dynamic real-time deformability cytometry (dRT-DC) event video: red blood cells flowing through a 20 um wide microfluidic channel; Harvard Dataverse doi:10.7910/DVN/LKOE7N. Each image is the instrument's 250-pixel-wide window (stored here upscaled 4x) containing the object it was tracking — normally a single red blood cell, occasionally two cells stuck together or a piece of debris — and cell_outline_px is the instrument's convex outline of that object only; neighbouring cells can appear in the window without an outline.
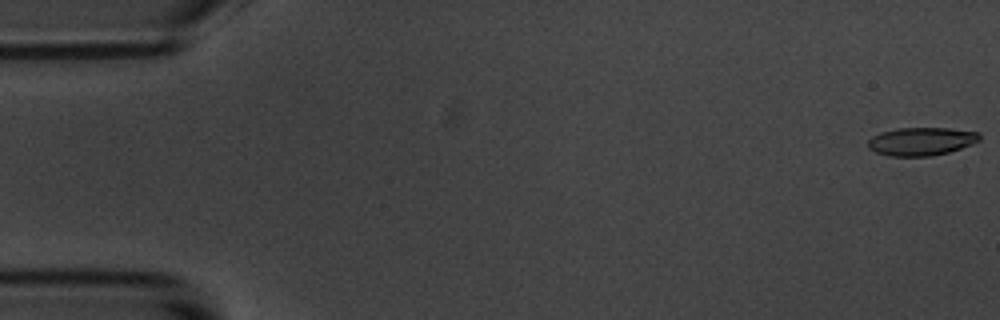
{"species": "common noctule bat (a hibernating species)", "species_latin": "Nyctalus noctula", "temperature_condition": "room temperature", "stored_images_in_passage": 8, "camera_frame_rate_fps": 3000, "um_per_image_px": 0.085, "animal": {"sex": "male", "body_mass_g": 20.1, "forearm_length_mm": 53.5}, "frame": {"image": 1, "passage_image": 1, "time_ms": 0.0, "image_size_px": [1000, 320], "cell_outline_px": [[980, 140], [960, 148], [948, 152], [932, 156], [892, 156], [876, 152], [868, 148], [868, 140], [872, 136], [880, 132], [896, 128], [948, 128], [980, 132]], "centroid_in_image_um": [78.29, 12.01], "position_along_channel_um": 6.7, "area_um2": 18.26}}
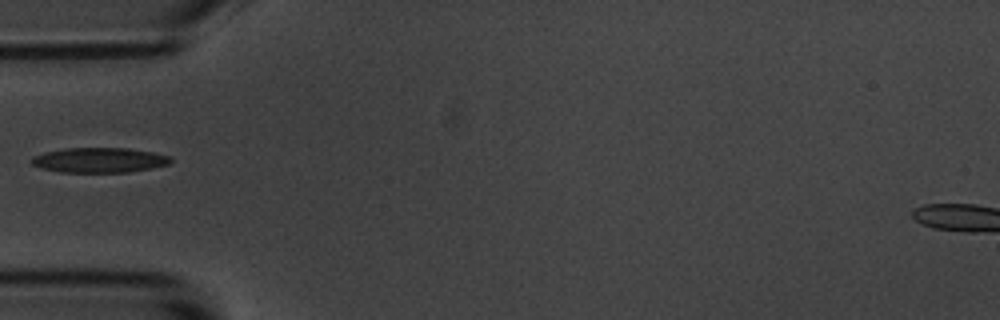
{"frame": {"image": 2, "passage_image": 6, "time_ms": 6.0, "image_size_px": [1000, 320], "cell_outline_px": [[172, 160], [168, 164], [152, 168], [128, 172], [60, 172], [44, 168], [32, 164], [32, 156], [44, 152], [68, 148], [128, 148], [152, 152], [168, 156]], "centroid_in_image_um": [8.44, 13.61], "position_along_channel_um": 76.6, "area_um2": 20.0}}
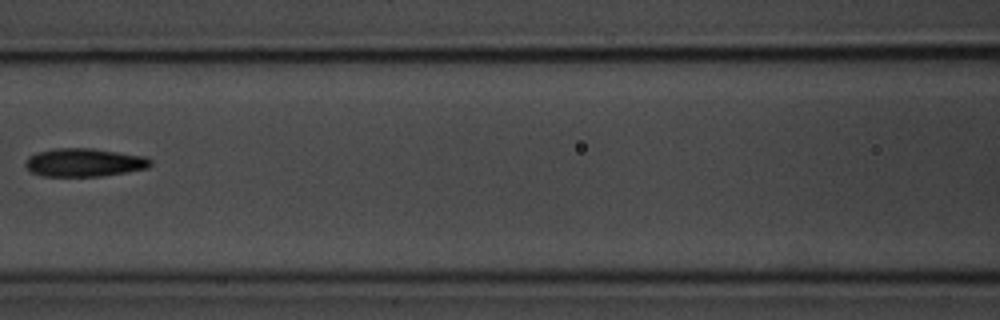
{"frame": {"image": 3, "passage_image": 8, "time_ms": 8.333, "image_size_px": [1000, 320], "cell_outline_px": [[152, 164], [148, 168], [100, 176], [44, 176], [32, 172], [24, 164], [28, 156], [36, 152], [56, 148], [92, 148], [144, 156], [152, 160]], "centroid_in_image_um": [7.15, 13.8], "position_along_channel_um": 159.5, "area_um2": 20.52}}